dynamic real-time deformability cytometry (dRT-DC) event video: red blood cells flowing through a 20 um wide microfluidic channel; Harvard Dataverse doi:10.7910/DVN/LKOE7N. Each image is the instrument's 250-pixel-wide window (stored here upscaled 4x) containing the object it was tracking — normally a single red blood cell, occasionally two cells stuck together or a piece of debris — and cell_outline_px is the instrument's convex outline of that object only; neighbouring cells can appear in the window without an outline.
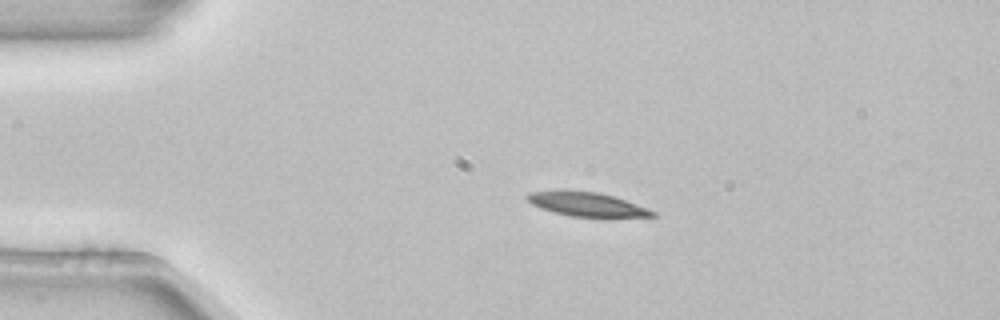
{"species": "common noctule bat (a hibernating species)", "species_latin": "Nyctalus noctula", "temperature_condition": "room temperature", "stored_images_in_passage": 2, "camera_frame_rate_fps": 3000, "um_per_image_px": 0.085, "animal": {"sex": "female", "body_mass_g": 22.7, "forearm_length_mm": 54.2}, "frame": {"image": 1, "passage_image": 1, "time_ms": 0.0, "image_size_px": [1000, 320], "cell_outline_px": [[656, 216], [604, 220], [572, 216], [552, 212], [540, 208], [532, 204], [524, 196], [528, 192], [564, 188], [600, 192], [648, 208], [656, 212]], "centroid_in_image_um": [49.89, 17.38], "position_along_channel_um": 35.1, "area_um2": 18.96}}